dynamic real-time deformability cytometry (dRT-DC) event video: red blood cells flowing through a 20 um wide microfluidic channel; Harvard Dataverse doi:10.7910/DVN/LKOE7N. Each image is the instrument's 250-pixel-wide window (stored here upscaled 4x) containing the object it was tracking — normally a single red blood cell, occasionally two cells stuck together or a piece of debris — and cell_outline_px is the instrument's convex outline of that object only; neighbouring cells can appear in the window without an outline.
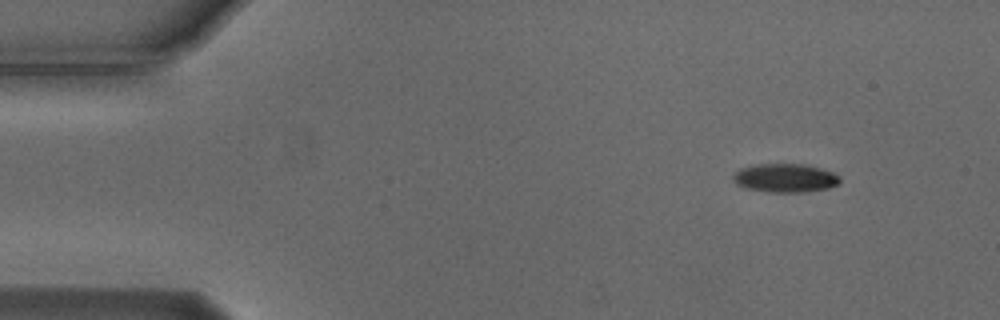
{"species": "Egyptian fruit bat (a non-hibernating species)", "species_latin": "Rousettus aegyptiacus", "temperature_condition": "cold", "stored_images_in_passage": 50, "camera_frame_rate_fps": 3000, "um_per_image_px": 0.085, "animal": {"sex": "male"}, "frame": {"image": 1, "passage_image": 1, "time_ms": 0.0, "image_size_px": [1000, 320], "cell_outline_px": [[840, 184], [828, 188], [800, 192], [768, 192], [748, 188], [736, 184], [732, 180], [732, 176], [740, 168], [756, 164], [804, 164], [820, 168], [832, 172], [840, 176]], "centroid_in_image_um": [66.74, 15.12], "position_along_channel_um": 18.3, "area_um2": 17.8}}
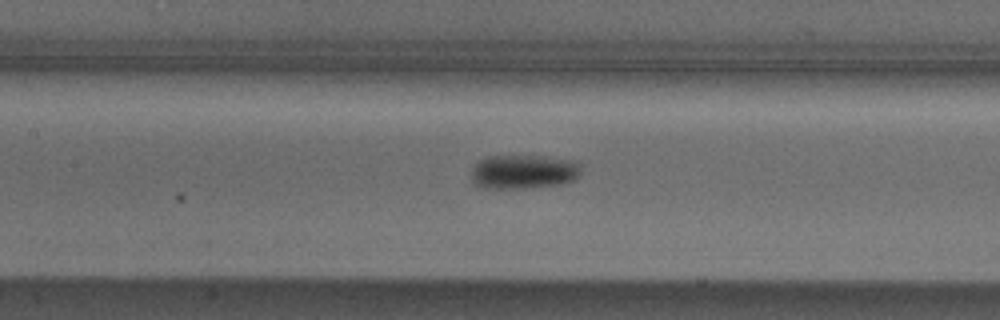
{"frame": {"image": 2, "passage_image": 20, "time_ms": 6.333, "image_size_px": [1000, 320], "cell_outline_px": [[580, 176], [564, 184], [524, 188], [484, 188], [476, 184], [472, 180], [472, 168], [480, 160], [488, 156], [544, 156], [572, 160], [580, 164]], "centroid_in_image_um": [44.53, 14.6], "position_along_channel_um": 162.9, "area_um2": 21.85}}
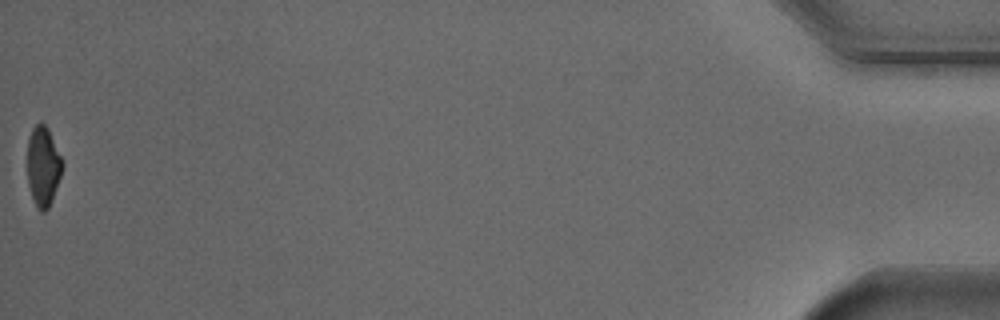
{"frame": {"image": 3, "passage_image": 50, "time_ms": 16.333, "image_size_px": [1000, 320], "cell_outline_px": [[64, 164], [52, 200], [48, 208], [44, 212], [40, 212], [32, 196], [28, 184], [28, 136], [32, 128], [40, 120], [48, 128], [64, 160]], "centroid_in_image_um": [3.68, 14.08], "position_along_channel_um": 431.5, "area_um2": 16.36}, "authors_computed_cell_mechanics": {"area_um2": 19.1318, "velocity_mm_per_s": 3.7304, "shape_relaxation_time_tau1_ms": 4.5548, "shape_relaxation_time_tau2_ms": null, "deformation_change_tau1": 0.1327, "deformation_change_tau2": null}}